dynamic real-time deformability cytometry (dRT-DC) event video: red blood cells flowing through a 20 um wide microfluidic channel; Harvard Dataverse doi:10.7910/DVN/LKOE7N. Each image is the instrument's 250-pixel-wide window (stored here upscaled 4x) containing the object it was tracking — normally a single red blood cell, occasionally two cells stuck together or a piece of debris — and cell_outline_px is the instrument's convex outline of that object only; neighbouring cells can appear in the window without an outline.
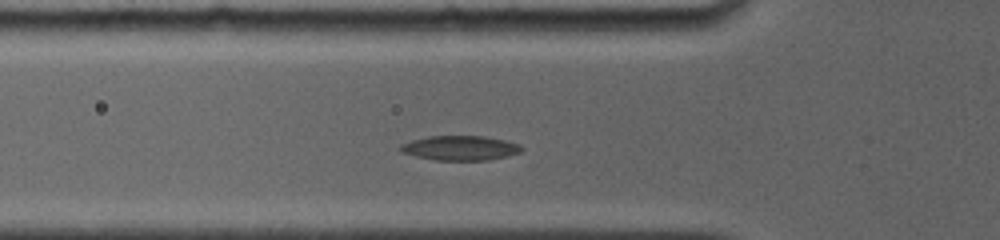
{"species": "common noctule bat (a hibernating species)", "species_latin": "Nyctalus noctula", "temperature_condition": "room temperature", "stored_images_in_passage": 22, "camera_frame_rate_fps": 4000, "um_per_image_px": 0.085, "animal": {"sex": "female", "body_mass_g": 19.0, "forearm_length_mm": 56.7}, "frame": {"image": 1, "passage_image": 5, "time_ms": 3.0, "image_size_px": [1000, 240], "cell_outline_px": [[524, 148], [520, 152], [508, 156], [488, 160], [436, 160], [416, 156], [400, 152], [400, 144], [412, 140], [428, 136], [484, 136], [504, 140], [516, 144]], "centroid_in_image_um": [39.09, 12.58], "position_along_channel_um": 86.7, "area_um2": 17.28}}
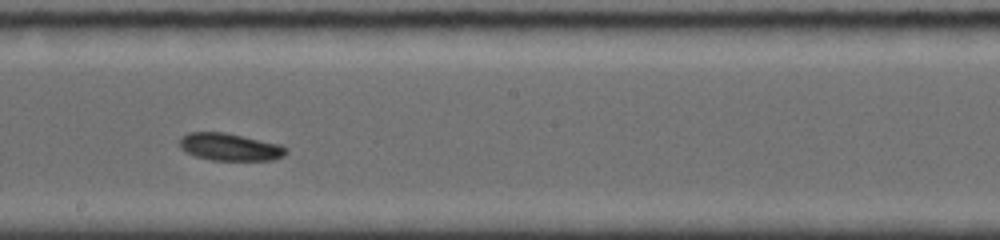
{"frame": {"image": 2, "passage_image": 11, "time_ms": 6.75, "image_size_px": [1000, 240], "cell_outline_px": [[288, 152], [284, 156], [272, 160], [212, 160], [196, 156], [184, 152], [180, 148], [180, 136], [188, 132], [224, 132], [280, 144], [288, 148]], "centroid_in_image_um": [19.53, 12.49], "position_along_channel_um": 228.7, "area_um2": 17.11}}
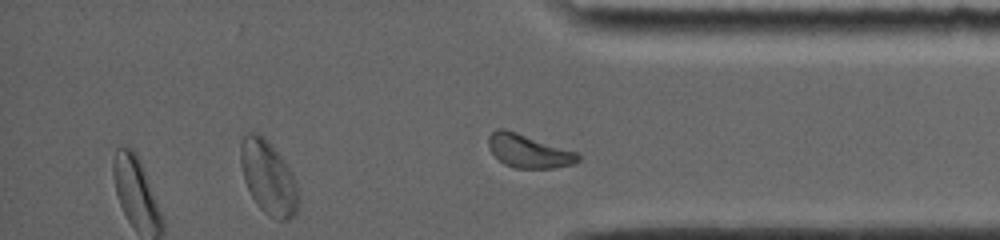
{"frame": {"image": 3, "passage_image": 21, "time_ms": 11.0, "image_size_px": [1000, 240], "cell_outline_px": [[296, 216], [288, 220], [280, 220], [264, 212], [260, 208], [252, 196], [244, 180], [240, 164], [240, 144], [244, 136], [248, 132], [256, 132], [264, 136], [284, 160], [292, 172], [296, 184]], "centroid_in_image_um": [22.78, 15.05], "position_along_channel_um": 412.4, "area_um2": 24.45}, "authors_computed_cell_mechanics": {"area_um2": 16.9354, "velocity_mm_per_s": 3.7945, "shape_relaxation_time_tau1_ms": 4.7579, "shape_relaxation_time_tau2_ms": null, "deformation_change_tau1": 0.075, "deformation_change_tau2": null}}